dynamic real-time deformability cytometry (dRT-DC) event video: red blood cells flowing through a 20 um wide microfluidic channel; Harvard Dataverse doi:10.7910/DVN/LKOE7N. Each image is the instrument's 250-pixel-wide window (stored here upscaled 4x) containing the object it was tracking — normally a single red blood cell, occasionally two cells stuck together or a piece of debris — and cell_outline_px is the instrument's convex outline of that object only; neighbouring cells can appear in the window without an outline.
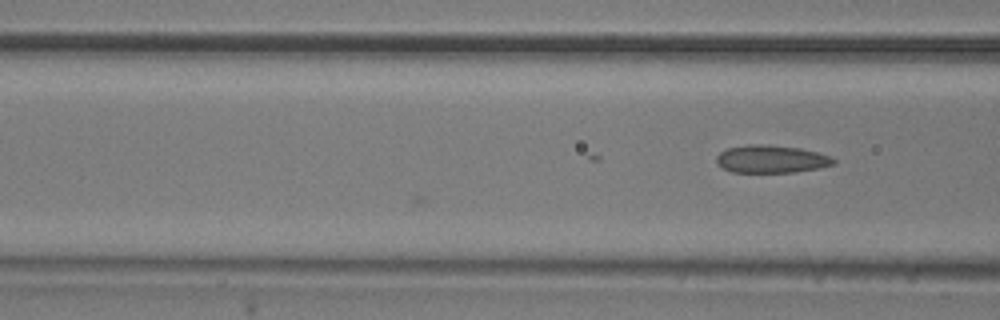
{"species": "common noctule bat (a hibernating species)", "species_latin": "Nyctalus noctula", "temperature_condition": "room temperature", "stored_images_in_passage": 10, "camera_frame_rate_fps": 3000, "um_per_image_px": 0.085, "animal": {"sex": "male", "body_mass_g": 20.5, "forearm_length_mm": 52.5}, "frame": {"image": 1, "passage_image": 10, "time_ms": 3.0, "image_size_px": [1000, 320], "cell_outline_px": [[836, 164], [820, 168], [796, 172], [732, 172], [716, 164], [716, 156], [720, 152], [728, 148], [748, 144], [760, 144], [800, 148], [832, 156], [836, 160]], "centroid_in_image_um": [65.58, 13.52], "position_along_channel_um": 101.0, "area_um2": 19.02}}